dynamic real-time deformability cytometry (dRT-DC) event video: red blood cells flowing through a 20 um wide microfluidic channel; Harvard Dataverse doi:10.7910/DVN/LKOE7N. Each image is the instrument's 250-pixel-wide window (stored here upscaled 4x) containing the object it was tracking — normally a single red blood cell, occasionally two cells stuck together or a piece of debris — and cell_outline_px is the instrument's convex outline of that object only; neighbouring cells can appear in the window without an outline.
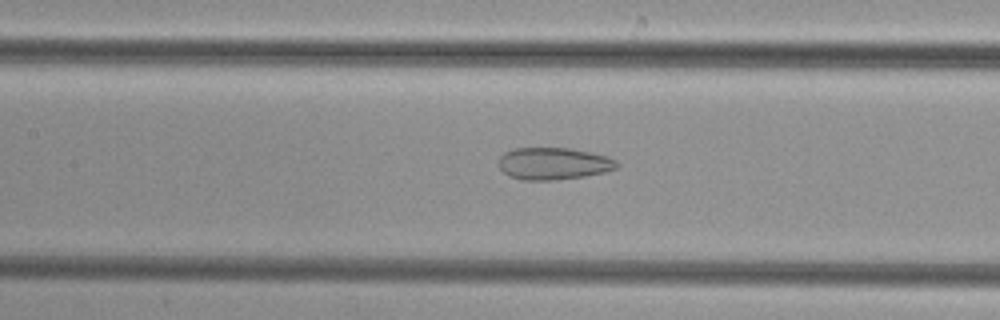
{"species": "common noctule bat (a hibernating species)", "species_latin": "Nyctalus noctula", "temperature_condition": "cold", "stored_images_in_passage": 36, "camera_frame_rate_fps": 3000, "um_per_image_px": 0.085, "animal": {"sex": "female", "body_mass_g": 29.2, "forearm_length_mm": 56.3}, "frame": {"image": 1, "passage_image": 18, "time_ms": 5.667, "image_size_px": [1000, 320], "cell_outline_px": [[620, 164], [616, 168], [604, 172], [584, 176], [552, 180], [524, 180], [508, 176], [500, 168], [500, 156], [504, 152], [512, 148], [572, 148], [592, 152], [608, 156], [616, 160]], "centroid_in_image_um": [47.06, 13.89], "position_along_channel_um": 160.3, "area_um2": 22.2}}
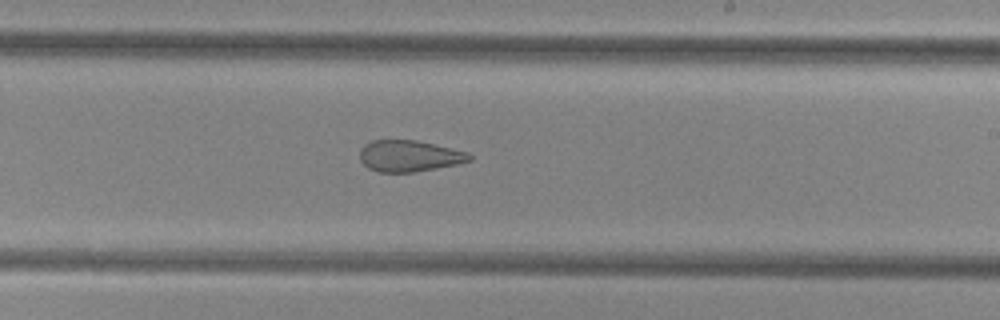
{"frame": {"image": 2, "passage_image": 25, "time_ms": 8.0, "image_size_px": [1000, 320], "cell_outline_px": [[472, 160], [456, 164], [416, 172], [376, 172], [368, 168], [360, 160], [360, 148], [364, 144], [372, 140], [416, 140], [468, 152], [472, 156]], "centroid_in_image_um": [34.76, 13.26], "position_along_channel_um": 254.2, "area_um2": 20.06}}
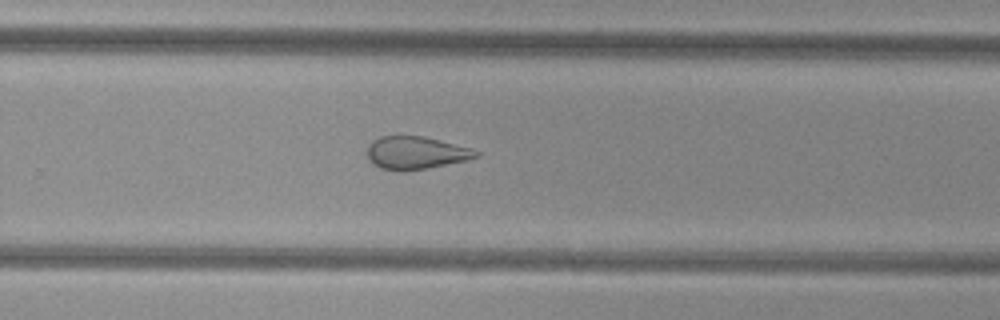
{"frame": {"image": 3, "passage_image": 28, "time_ms": 9.0, "image_size_px": [1000, 320], "cell_outline_px": [[480, 156], [468, 160], [404, 172], [400, 172], [380, 168], [372, 164], [368, 160], [368, 144], [372, 140], [380, 136], [424, 136], [472, 148], [480, 152]], "centroid_in_image_um": [35.34, 13.0], "position_along_channel_um": 294.5, "area_um2": 21.04}}